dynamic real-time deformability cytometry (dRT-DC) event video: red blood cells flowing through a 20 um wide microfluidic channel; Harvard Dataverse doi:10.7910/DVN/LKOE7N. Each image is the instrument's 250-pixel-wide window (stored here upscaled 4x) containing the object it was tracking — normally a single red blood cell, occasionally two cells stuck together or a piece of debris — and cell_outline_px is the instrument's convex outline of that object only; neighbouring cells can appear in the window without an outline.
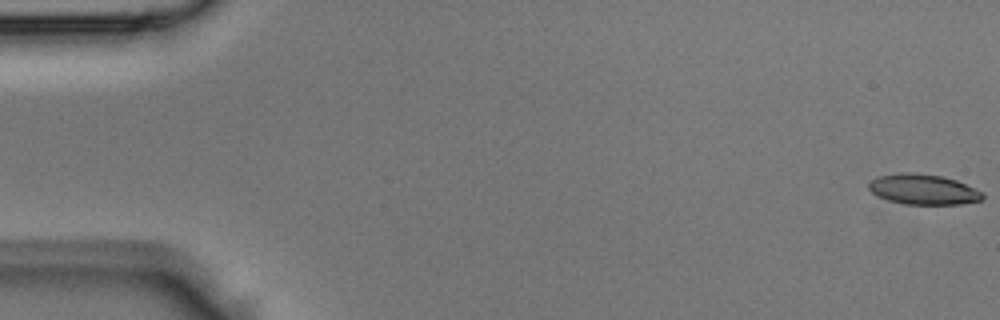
{"species": "Egyptian fruit bat (a non-hibernating species)", "species_latin": "Rousettus aegyptiacus", "temperature_condition": "room temperature", "stored_images_in_passage": 44, "camera_frame_rate_fps": 3000, "um_per_image_px": 0.085, "animal": {"sex": "male"}, "frame": {"image": 1, "passage_image": 1, "time_ms": 0.0, "image_size_px": [1000, 320], "cell_outline_px": [[984, 196], [980, 200], [960, 204], [908, 204], [888, 200], [876, 196], [868, 188], [868, 184], [876, 176], [900, 172], [912, 172], [944, 176], [956, 180], [984, 192]], "centroid_in_image_um": [78.46, 16.08], "position_along_channel_um": 6.5, "area_um2": 20.23}}
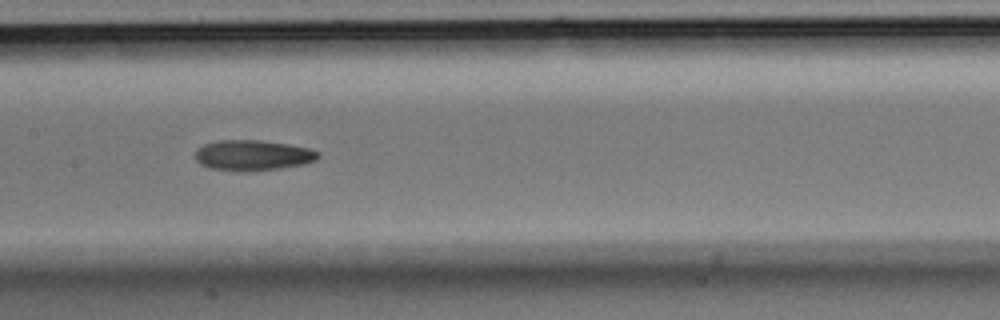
{"frame": {"image": 2, "passage_image": 22, "time_ms": 7.0, "image_size_px": [1000, 320], "cell_outline_px": [[320, 156], [316, 160], [304, 164], [280, 168], [248, 172], [212, 168], [200, 164], [196, 160], [196, 148], [204, 144], [220, 140], [260, 140], [288, 144], [308, 148], [320, 152]], "centroid_in_image_um": [21.5, 13.2], "position_along_channel_um": 185.9, "area_um2": 21.85}}
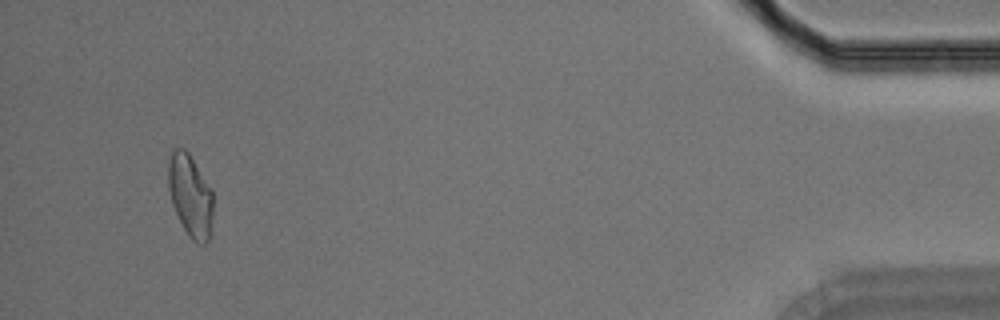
{"frame": {"image": 3, "passage_image": 42, "time_ms": 13.667, "image_size_px": [1000, 320], "cell_outline_px": [[212, 216], [208, 240], [204, 244], [200, 244], [192, 240], [188, 236], [172, 204], [168, 188], [168, 160], [172, 152], [176, 148], [184, 148], [188, 152], [212, 192]], "centroid_in_image_um": [16.15, 16.63], "position_along_channel_um": 419.1, "area_um2": 21.04}}